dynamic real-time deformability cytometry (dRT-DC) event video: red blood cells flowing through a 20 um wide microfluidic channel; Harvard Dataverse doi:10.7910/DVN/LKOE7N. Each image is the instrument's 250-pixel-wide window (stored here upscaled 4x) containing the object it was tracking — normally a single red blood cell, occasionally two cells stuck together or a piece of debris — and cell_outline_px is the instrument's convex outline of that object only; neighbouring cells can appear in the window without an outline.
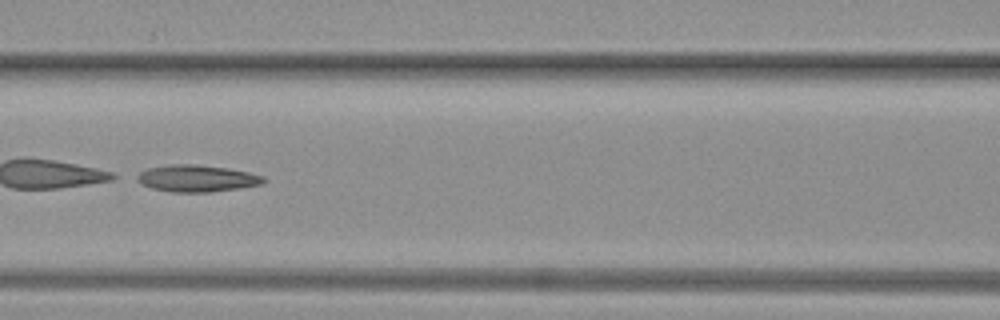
{"species": "common noctule bat (a hibernating species)", "species_latin": "Nyctalus noctula", "temperature_condition": "warm", "stored_images_in_passage": 47, "camera_frame_rate_fps": 3000, "um_per_image_px": 0.085, "animal": {"sex": "female", "body_mass_g": 19.3, "forearm_length_mm": 54.1}, "frame": {"image": 1, "passage_image": 21, "time_ms": 6.667, "image_size_px": [1000, 320], "cell_outline_px": [[268, 180], [264, 184], [240, 188], [208, 192], [172, 192], [152, 188], [140, 184], [132, 176], [148, 168], [168, 164], [196, 164], [228, 168], [248, 172], [264, 176]], "centroid_in_image_um": [16.72, 15.16], "position_along_channel_um": 149.9, "area_um2": 20.11}}
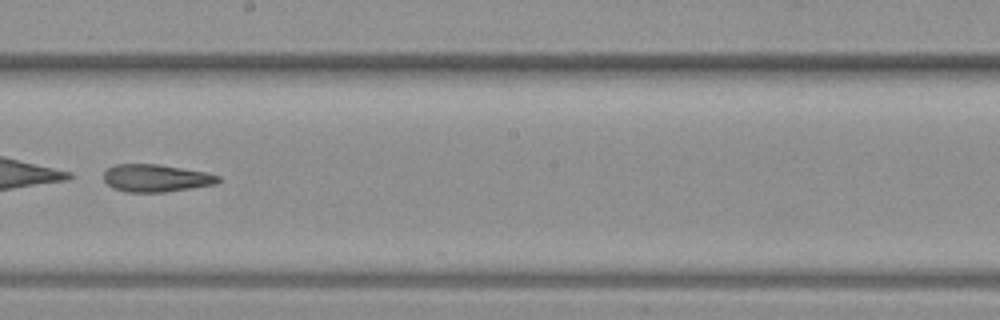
{"frame": {"image": 2, "passage_image": 27, "time_ms": 8.667, "image_size_px": [1000, 320], "cell_outline_px": [[220, 180], [216, 184], [164, 192], [124, 192], [112, 188], [104, 180], [104, 172], [108, 168], [116, 164], [156, 164], [208, 172], [220, 176]], "centroid_in_image_um": [13.26, 15.14], "position_along_channel_um": 234.9, "area_um2": 18.38}}